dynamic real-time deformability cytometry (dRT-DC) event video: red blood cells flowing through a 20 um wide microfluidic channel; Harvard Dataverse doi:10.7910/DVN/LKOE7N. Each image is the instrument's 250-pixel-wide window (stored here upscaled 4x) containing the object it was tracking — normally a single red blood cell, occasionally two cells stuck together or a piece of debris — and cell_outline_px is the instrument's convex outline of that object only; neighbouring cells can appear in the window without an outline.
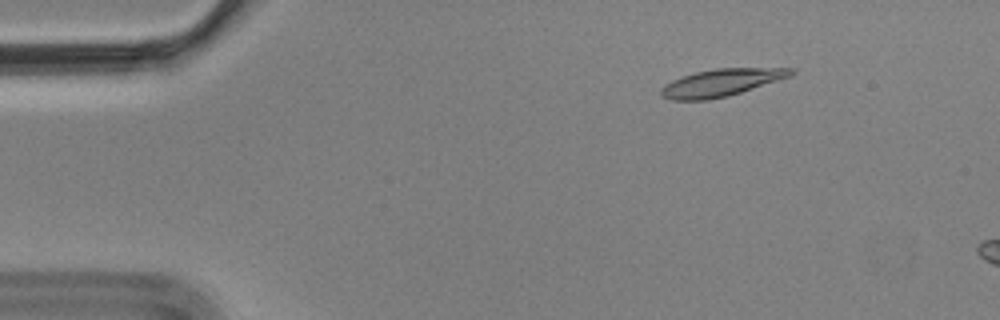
{"species": "Egyptian fruit bat (a non-hibernating species)", "species_latin": "Rousettus aegyptiacus", "temperature_condition": "cold", "stored_images_in_passage": 5, "camera_frame_rate_fps": 3000, "um_per_image_px": 0.085, "animal": {"sex": "male"}, "frame": {"image": 1, "passage_image": 2, "time_ms": 0.333, "image_size_px": [1000, 320], "cell_outline_px": [[796, 72], [792, 76], [728, 96], [708, 100], [672, 100], [660, 96], [660, 88], [664, 84], [680, 76], [696, 72], [716, 68], [796, 68]], "centroid_in_image_um": [61.29, 7.02], "position_along_channel_um": 23.7, "area_um2": 20.87}}